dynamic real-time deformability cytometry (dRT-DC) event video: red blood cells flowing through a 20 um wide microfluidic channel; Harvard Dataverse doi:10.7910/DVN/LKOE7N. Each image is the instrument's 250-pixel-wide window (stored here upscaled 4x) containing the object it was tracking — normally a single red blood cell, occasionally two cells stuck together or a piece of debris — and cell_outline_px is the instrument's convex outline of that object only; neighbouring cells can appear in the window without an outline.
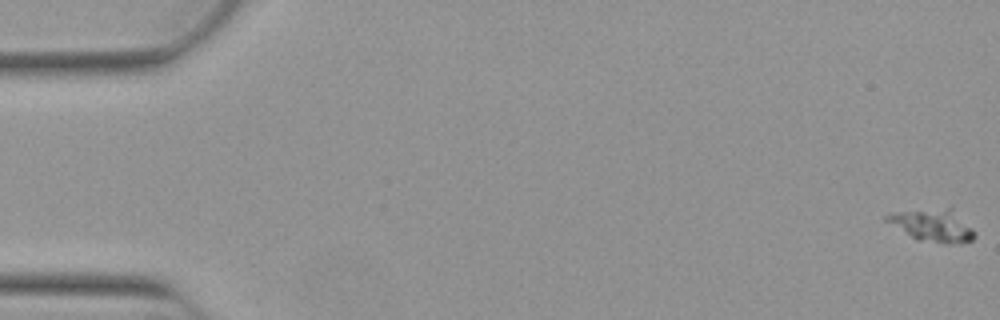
{"species": "Egyptian fruit bat (a non-hibernating species)", "species_latin": "Rousettus aegyptiacus", "temperature_condition": "warm", "stored_images_in_passage": 33, "camera_frame_rate_fps": 3000, "um_per_image_px": 0.085, "animal": {"sex": "female"}, "frame": {"image": 1, "passage_image": 1, "time_ms": 0.0, "image_size_px": [1000, 320], "cell_outline_px": [[976, 236], [972, 240], [960, 244], [944, 244], [916, 240], [884, 220], [884, 216], [892, 212], [948, 208], [952, 208], [976, 232]], "centroid_in_image_um": [79.3, 19.19], "position_along_channel_um": 5.7, "area_um2": 16.7}}
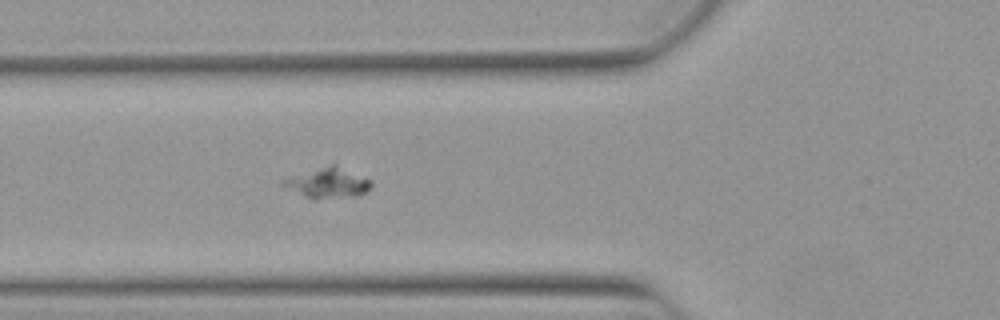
{"frame": {"image": 2, "passage_image": 21, "time_ms": 6.667, "image_size_px": [1000, 320], "cell_outline_px": [[372, 184], [368, 192], [356, 196], [304, 196], [280, 184], [280, 180], [332, 164], [336, 164], [372, 180]], "centroid_in_image_um": [27.93, 15.51], "position_along_channel_um": 97.9, "area_um2": 14.74}}
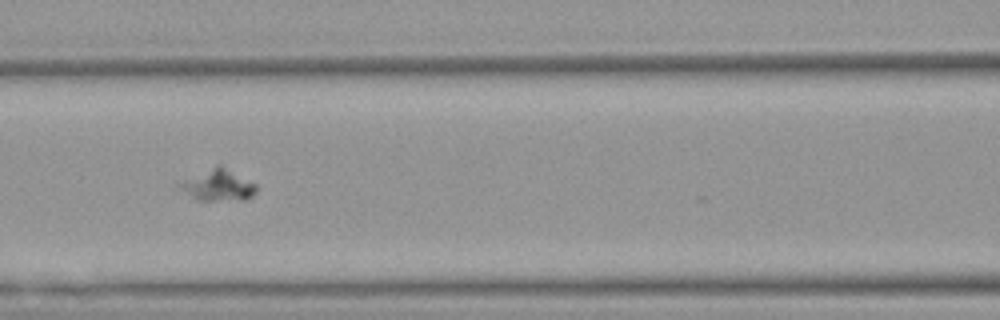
{"frame": {"image": 3, "passage_image": 25, "time_ms": 8.0, "image_size_px": [1000, 320], "cell_outline_px": [[256, 192], [248, 200], [196, 200], [184, 188], [184, 184], [216, 164], [220, 164], [256, 184]], "centroid_in_image_um": [18.73, 15.76], "position_along_channel_um": 147.9, "area_um2": 13.06}}